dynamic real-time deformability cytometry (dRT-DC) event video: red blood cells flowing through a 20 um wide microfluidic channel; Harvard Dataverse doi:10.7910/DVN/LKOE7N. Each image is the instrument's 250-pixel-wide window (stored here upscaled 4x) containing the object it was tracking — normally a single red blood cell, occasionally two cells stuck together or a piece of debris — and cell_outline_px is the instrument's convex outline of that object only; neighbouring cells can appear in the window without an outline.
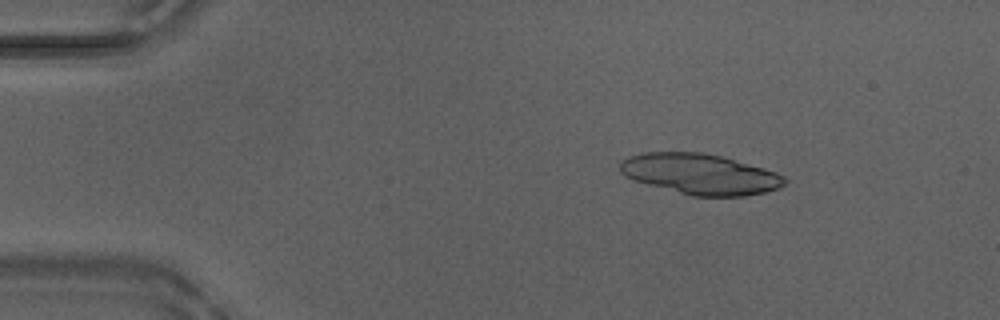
{"species": "Egyptian fruit bat (a non-hibernating species)", "species_latin": "Rousettus aegyptiacus", "temperature_condition": "warm", "stored_images_in_passage": 49, "camera_frame_rate_fps": 3000, "um_per_image_px": 0.085, "animal": {"sex": "male"}, "frame": {"image": 1, "passage_image": 8, "time_ms": 2.333, "image_size_px": [1000, 320], "cell_outline_px": [[780, 184], [772, 188], [760, 192], [732, 196], [704, 196], [640, 180], [632, 176], [640, 156], [664, 152], [684, 152], [712, 156], [728, 160], [772, 172], [776, 176]], "centroid_in_image_um": [59.76, 14.83], "position_along_channel_um": 25.2, "area_um2": 32.66}, "authors_computed_cell_mechanics": {"area_um2": 18.4382, "velocity_mm_per_s": 4.1666, "shape_relaxation_time_tau1_ms": null, "shape_relaxation_time_tau2_ms": 1.933, "deformation_change_tau1": null, "deformation_change_tau2": 0.0504}}